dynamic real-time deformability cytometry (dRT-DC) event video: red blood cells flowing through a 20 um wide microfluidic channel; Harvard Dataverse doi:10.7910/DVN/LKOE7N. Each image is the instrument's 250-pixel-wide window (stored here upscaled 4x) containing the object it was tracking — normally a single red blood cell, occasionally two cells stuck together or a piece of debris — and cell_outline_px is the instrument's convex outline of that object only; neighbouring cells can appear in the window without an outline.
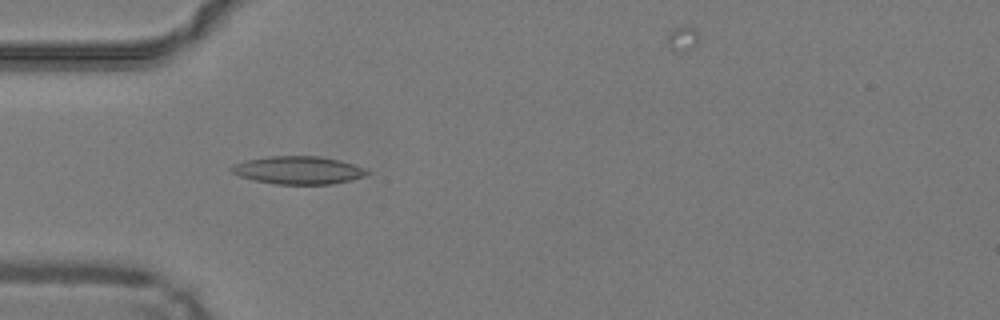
{"species": "common noctule bat (a hibernating species)", "species_latin": "Nyctalus noctula", "temperature_condition": "warm", "stored_images_in_passage": 29, "camera_frame_rate_fps": 3000, "um_per_image_px": 0.085, "animal": {"sex": "male", "body_mass_g": 19.2, "forearm_length_mm": 51.8}, "frame": {"image": 1, "passage_image": 2, "time_ms": 0.333, "image_size_px": [1000, 320], "cell_outline_px": [[372, 172], [364, 176], [352, 180], [332, 184], [276, 184], [252, 180], [240, 176], [232, 172], [228, 168], [232, 164], [244, 160], [268, 156], [320, 156], [340, 160], [364, 168]], "centroid_in_image_um": [25.33, 14.46], "position_along_channel_um": 59.7, "area_um2": 22.25}}
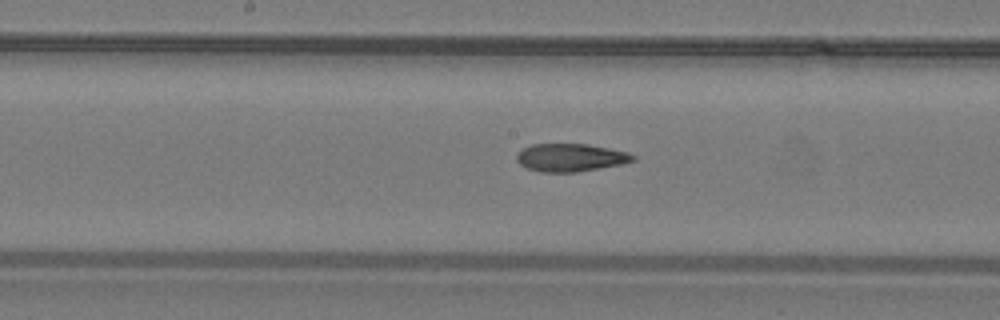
{"frame": {"image": 2, "passage_image": 12, "time_ms": 3.667, "image_size_px": [1000, 320], "cell_outline_px": [[636, 160], [620, 164], [576, 172], [540, 172], [528, 168], [520, 164], [516, 160], [516, 156], [524, 148], [532, 144], [588, 144], [628, 152], [636, 156]], "centroid_in_image_um": [48.5, 13.39], "position_along_channel_um": 199.7, "area_um2": 18.73}}
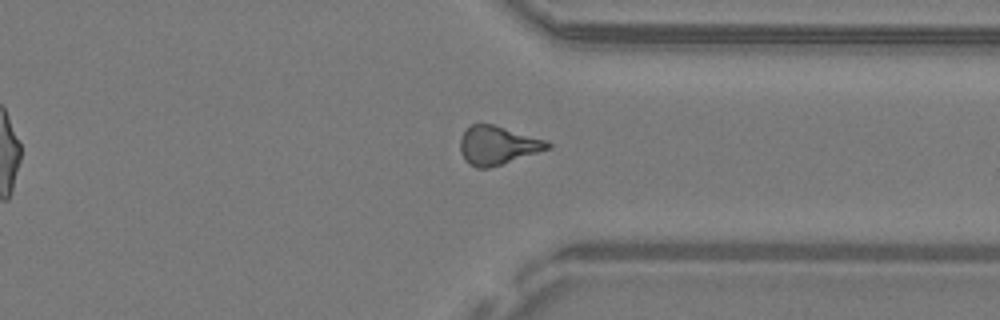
{"frame": {"image": 3, "passage_image": 24, "time_ms": 7.667, "image_size_px": [1000, 320], "cell_outline_px": [[552, 148], [488, 168], [476, 168], [468, 164], [464, 160], [460, 152], [460, 140], [464, 132], [472, 124], [492, 124], [548, 140], [552, 144]], "centroid_in_image_um": [42.31, 12.36], "position_along_channel_um": 369.1, "area_um2": 19.65}, "authors_computed_cell_mechanics": {"area_um2": 19.3052, "velocity_mm_per_s": 4.2619, "shape_relaxation_time_tau1_ms": null, "shape_relaxation_time_tau2_ms": 2.4989, "deformation_change_tau1": null, "deformation_change_tau2": 0.1136}}